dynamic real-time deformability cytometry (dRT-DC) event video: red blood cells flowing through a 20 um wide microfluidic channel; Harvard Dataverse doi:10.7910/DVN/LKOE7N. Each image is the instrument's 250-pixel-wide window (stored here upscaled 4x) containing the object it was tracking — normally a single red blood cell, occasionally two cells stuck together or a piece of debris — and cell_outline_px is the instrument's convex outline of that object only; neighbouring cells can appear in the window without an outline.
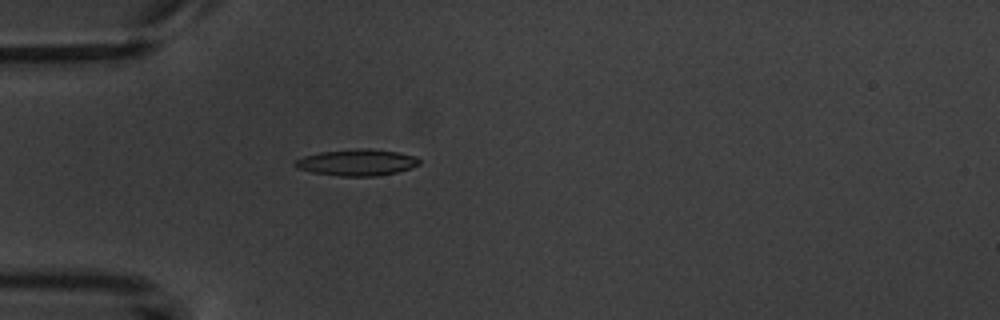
{"species": "common noctule bat (a hibernating species)", "species_latin": "Nyctalus noctula", "temperature_condition": "warm", "stored_images_in_passage": 4, "camera_frame_rate_fps": 3000, "um_per_image_px": 0.085, "animal": {"sex": "male", "body_mass_g": 20.1, "forearm_length_mm": 53.5}, "frame": {"image": 1, "passage_image": 4, "time_ms": 5.333, "image_size_px": [1000, 320], "cell_outline_px": [[420, 164], [396, 172], [376, 176], [340, 176], [312, 172], [296, 168], [292, 164], [296, 160], [304, 156], [320, 152], [356, 148], [368, 148], [396, 152], [416, 156], [420, 160]], "centroid_in_image_um": [30.31, 13.8], "position_along_channel_um": 54.7, "area_um2": 19.07}}